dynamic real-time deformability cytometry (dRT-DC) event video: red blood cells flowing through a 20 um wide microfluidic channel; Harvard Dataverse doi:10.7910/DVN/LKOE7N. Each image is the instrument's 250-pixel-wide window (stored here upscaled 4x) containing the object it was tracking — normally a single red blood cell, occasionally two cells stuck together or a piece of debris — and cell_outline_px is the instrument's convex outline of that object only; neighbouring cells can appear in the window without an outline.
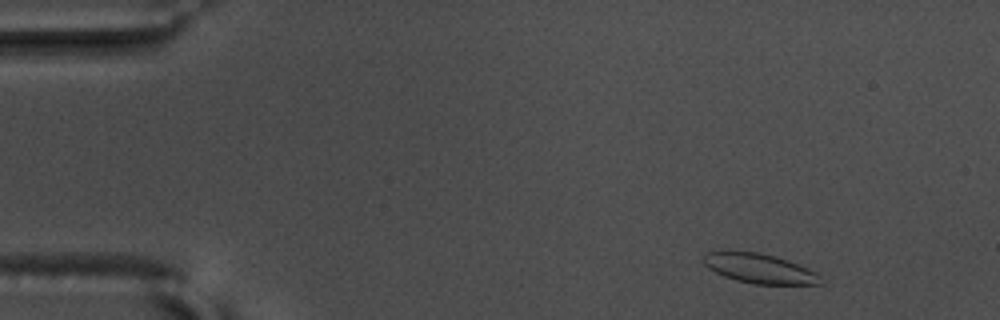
{"species": "common noctule bat (a hibernating species)", "species_latin": "Nyctalus noctula", "temperature_condition": "warm", "stored_images_in_passage": 54, "camera_frame_rate_fps": 3000, "um_per_image_px": 0.085, "animal": {"sex": "male", "body_mass_g": 17.5, "forearm_length_mm": 52.3}, "frame": {"image": 1, "passage_image": 4, "time_ms": 1.0, "image_size_px": [1000, 320], "cell_outline_px": [[824, 284], [752, 284], [736, 280], [724, 276], [708, 268], [700, 260], [708, 252], [756, 252], [776, 256], [788, 260], [808, 268], [816, 272], [820, 276]], "centroid_in_image_um": [64.58, 22.83], "position_along_channel_um": 20.4, "area_um2": 20.11}}
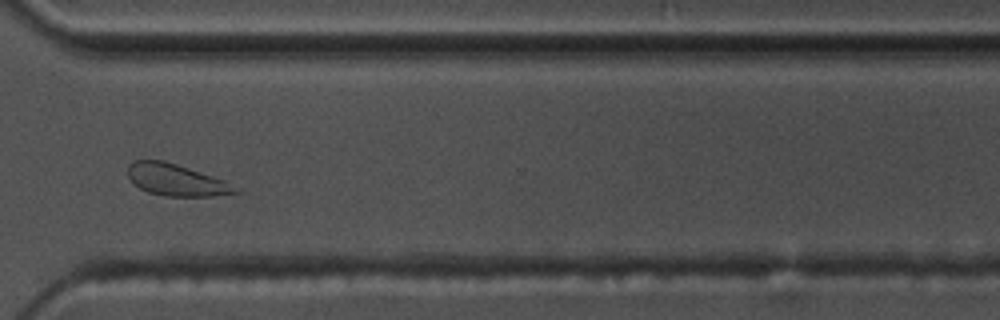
{"frame": {"image": 2, "passage_image": 40, "time_ms": 13.0, "image_size_px": [1000, 320], "cell_outline_px": [[244, 192], [212, 196], [164, 196], [148, 192], [132, 184], [128, 176], [128, 164], [132, 160], [164, 160], [224, 180]], "centroid_in_image_um": [14.95, 15.3], "position_along_channel_um": 355.7, "area_um2": 19.94}}
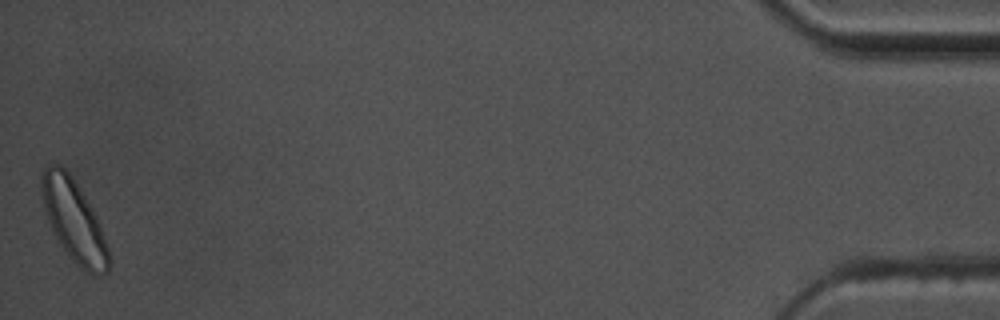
{"frame": {"image": 3, "passage_image": 54, "time_ms": 17.667, "image_size_px": [1000, 320], "cell_outline_px": [[112, 264], [108, 272], [84, 272], [68, 256], [52, 232], [44, 208], [40, 188], [40, 176], [44, 168], [48, 164], [60, 164], [72, 176], [92, 208], [100, 224], [112, 260]], "centroid_in_image_um": [6.27, 18.74], "position_along_channel_um": 428.9, "area_um2": 32.14}, "authors_computed_cell_mechanics": {"area_um2": 20.3167, "velocity_mm_per_s": 3.5904, "shape_relaxation_time_tau1_ms": 1.4944, "shape_relaxation_time_tau2_ms": null, "deformation_change_tau1": 0.072, "deformation_change_tau2": null}}